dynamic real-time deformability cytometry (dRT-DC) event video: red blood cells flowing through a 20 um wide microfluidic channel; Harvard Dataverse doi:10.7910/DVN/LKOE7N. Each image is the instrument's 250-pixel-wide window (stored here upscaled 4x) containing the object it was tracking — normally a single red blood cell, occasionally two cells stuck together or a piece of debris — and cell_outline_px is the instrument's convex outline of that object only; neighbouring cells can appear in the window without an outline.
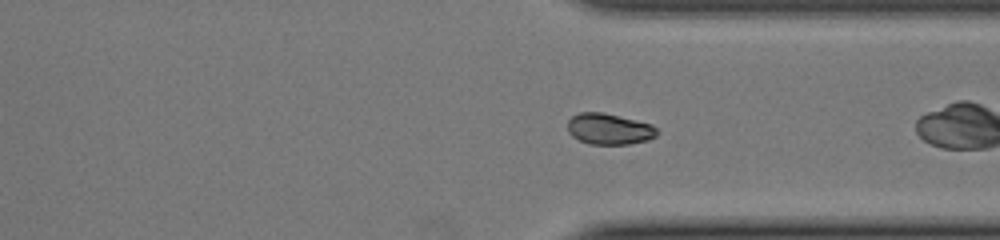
{"species": "common noctule bat (a hibernating species)", "species_latin": "Nyctalus noctula", "temperature_condition": "cold", "stored_images_in_passage": 32, "segment_of_instrument_passage": [2, 2], "camera_frame_rate_fps": 3000, "um_per_image_px": 0.085, "animal": {"sex": "female", "body_mass_g": 22.0, "forearm_length_mm": 56.7}, "frame": {"image": 1, "passage_image": 19, "time_ms": 6.0, "image_size_px": [1000, 240], "cell_outline_px": [[660, 132], [656, 136], [648, 140], [628, 144], [588, 144], [572, 136], [568, 132], [568, 120], [572, 116], [580, 112], [604, 112], [652, 124]], "centroid_in_image_um": [51.79, 10.96], "position_along_channel_um": 359.6, "area_um2": 16.3}}